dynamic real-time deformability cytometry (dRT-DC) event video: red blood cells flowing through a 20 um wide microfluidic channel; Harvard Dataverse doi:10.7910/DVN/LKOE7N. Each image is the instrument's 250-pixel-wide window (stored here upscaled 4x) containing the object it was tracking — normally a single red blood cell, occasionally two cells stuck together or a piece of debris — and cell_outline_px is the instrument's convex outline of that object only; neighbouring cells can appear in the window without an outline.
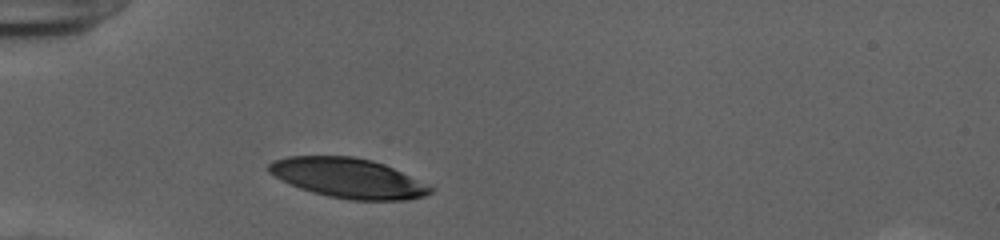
{"species": "human", "species_latin": "Homo sapiens", "temperature_condition": "cold", "stored_images_in_passage": 30, "camera_frame_rate_fps": 3000, "um_per_image_px": 0.085, "donor": {"sex": "female"}, "frame": {"image": 1, "passage_image": 1, "time_ms": 0.0, "image_size_px": [1000, 240], "cell_outline_px": [[436, 188], [432, 192], [424, 196], [408, 200], [348, 200], [328, 196], [312, 192], [300, 188], [280, 180], [268, 172], [268, 164], [272, 160], [288, 156], [352, 156], [372, 160], [384, 164]], "centroid_in_image_um": [29.58, 15.14], "position_along_channel_um": 55.4, "area_um2": 37.57}}
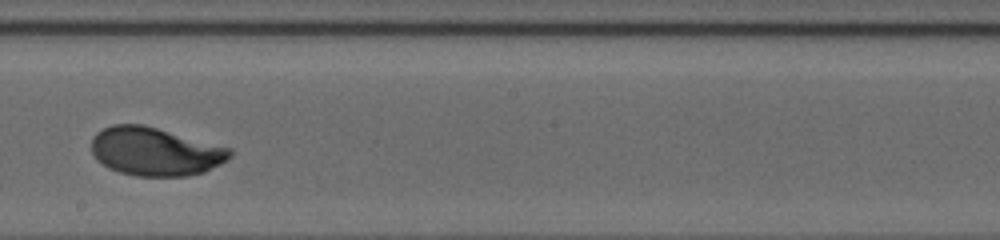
{"frame": {"image": 2, "passage_image": 16, "time_ms": 5.0, "image_size_px": [1000, 240], "cell_outline_px": [[232, 156], [228, 160], [204, 172], [188, 176], [136, 176], [120, 172], [108, 168], [96, 160], [92, 152], [92, 136], [96, 132], [112, 124], [144, 124], [232, 148]], "centroid_in_image_um": [13.19, 12.87], "position_along_channel_um": 235.0, "area_um2": 39.36}}
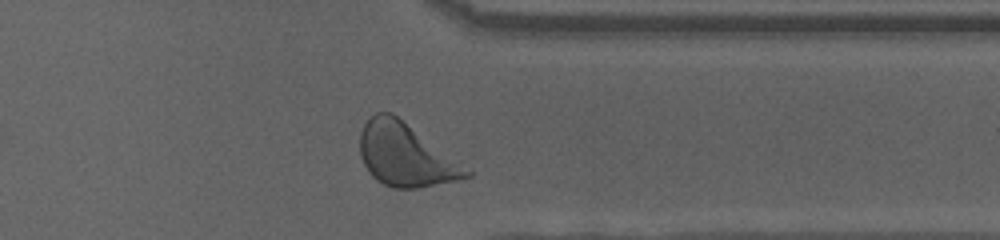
{"frame": {"image": 3, "passage_image": 27, "time_ms": 8.667, "image_size_px": [1000, 240], "cell_outline_px": [[472, 176], [456, 180], [420, 188], [392, 188], [376, 180], [368, 172], [360, 156], [360, 132], [364, 124], [376, 112], [392, 112], [460, 160], [472, 172]], "centroid_in_image_um": [34.49, 13.17], "position_along_channel_um": 376.9, "area_um2": 39.3}, "authors_computed_cell_mechanics": {"area_um2": 39.3618, "velocity_mm_per_s": 3.8912, "shape_relaxation_time_tau1_ms": 2.908, "shape_relaxation_time_tau2_ms": null, "deformation_change_tau1": 0.1624, "deformation_change_tau2": null}}